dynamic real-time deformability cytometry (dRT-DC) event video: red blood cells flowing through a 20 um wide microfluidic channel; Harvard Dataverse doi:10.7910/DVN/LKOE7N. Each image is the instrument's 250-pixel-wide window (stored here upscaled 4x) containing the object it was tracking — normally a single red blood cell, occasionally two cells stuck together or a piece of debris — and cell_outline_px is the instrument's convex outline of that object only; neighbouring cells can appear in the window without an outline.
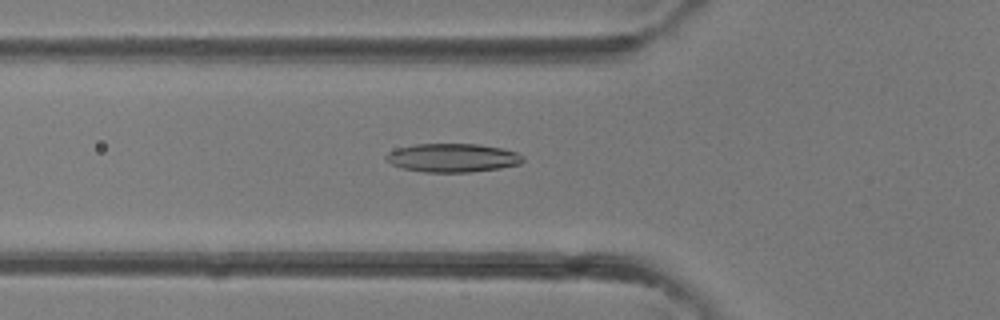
{"species": "common noctule bat (a hibernating species)", "species_latin": "Nyctalus noctula", "temperature_condition": "room temperature", "stored_images_in_passage": 39, "camera_frame_rate_fps": 3000, "um_per_image_px": 0.085, "animal": {"sex": "female"}, "frame": {"image": 1, "passage_image": 13, "time_ms": 4.0, "image_size_px": [1000, 320], "cell_outline_px": [[524, 160], [520, 164], [500, 168], [472, 172], [424, 172], [404, 168], [392, 164], [384, 156], [388, 152], [396, 148], [416, 144], [480, 144], [500, 148], [516, 152], [524, 156]], "centroid_in_image_um": [38.49, 13.41], "position_along_channel_um": 87.3, "area_um2": 22.77}}
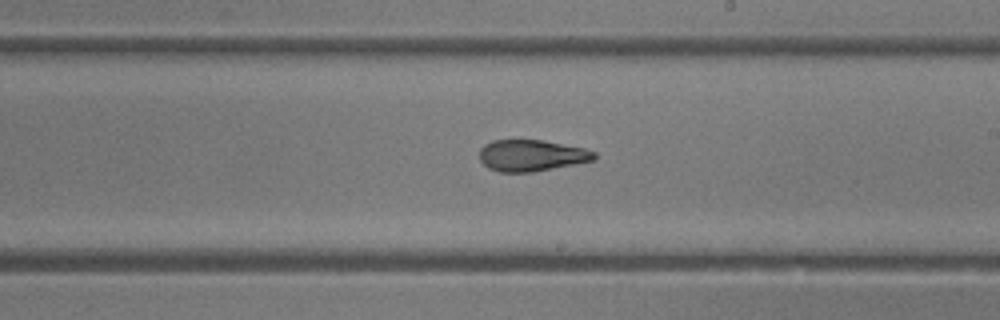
{"frame": {"image": 2, "passage_image": 22, "time_ms": 7.0, "image_size_px": [1000, 320], "cell_outline_px": [[596, 160], [576, 164], [532, 172], [500, 172], [488, 168], [480, 160], [480, 148], [484, 144], [492, 140], [544, 140], [584, 148], [596, 152]], "centroid_in_image_um": [45.19, 13.21], "position_along_channel_um": 243.8, "area_um2": 21.15}}
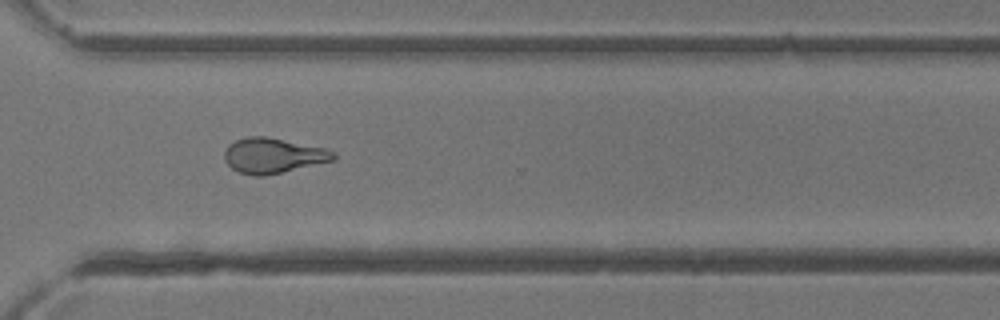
{"frame": {"image": 3, "passage_image": 28, "time_ms": 9.0, "image_size_px": [1000, 320], "cell_outline_px": [[336, 160], [264, 176], [256, 176], [240, 172], [232, 168], [224, 160], [224, 152], [228, 144], [236, 140], [248, 136], [268, 136], [324, 148], [336, 152]], "centroid_in_image_um": [23.22, 13.21], "position_along_channel_um": 347.4, "area_um2": 22.43}}